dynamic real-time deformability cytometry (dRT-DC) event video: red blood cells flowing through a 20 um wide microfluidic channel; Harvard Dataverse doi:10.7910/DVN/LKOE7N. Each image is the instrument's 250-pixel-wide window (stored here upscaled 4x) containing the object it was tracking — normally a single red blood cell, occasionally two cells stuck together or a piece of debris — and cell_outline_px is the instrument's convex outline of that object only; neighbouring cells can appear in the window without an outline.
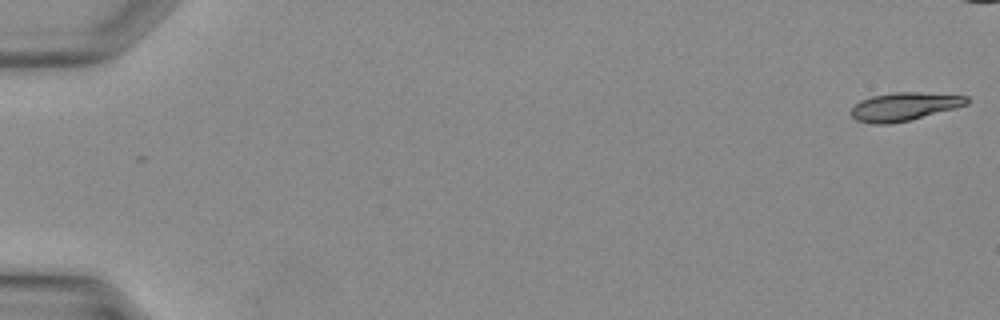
{"species": "Egyptian fruit bat (a non-hibernating species)", "species_latin": "Rousettus aegyptiacus", "temperature_condition": "warm", "stored_images_in_passage": 34, "camera_frame_rate_fps": 3000, "um_per_image_px": 0.085, "animal": {"sex": "female"}, "frame": {"image": 1, "passage_image": 1, "time_ms": 0.0, "image_size_px": [1000, 320], "cell_outline_px": [[968, 104], [956, 108], [908, 120], [888, 124], [872, 124], [856, 120], [848, 112], [860, 100], [872, 96], [892, 92], [920, 92], [968, 96]], "centroid_in_image_um": [76.83, 9.05], "position_along_channel_um": 8.2, "area_um2": 19.02}}
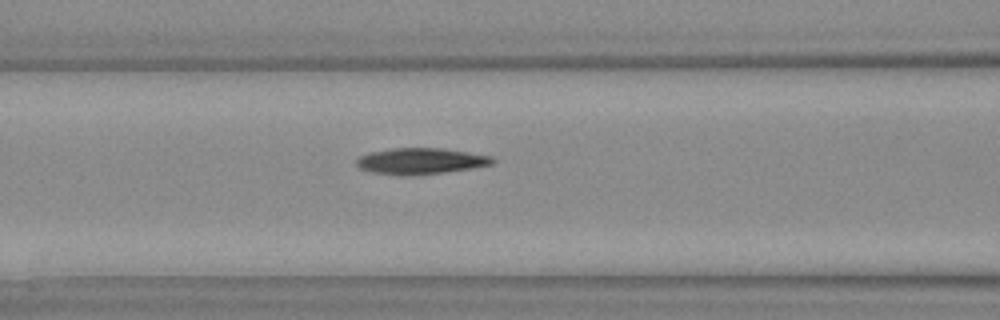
{"frame": {"image": 2, "passage_image": 17, "time_ms": 5.333, "image_size_px": [1000, 320], "cell_outline_px": [[496, 160], [492, 164], [472, 168], [444, 172], [372, 172], [360, 168], [356, 164], [356, 160], [360, 156], [368, 152], [392, 148], [444, 148], [492, 156]], "centroid_in_image_um": [35.81, 13.63], "position_along_channel_um": 130.8, "area_um2": 19.71}}
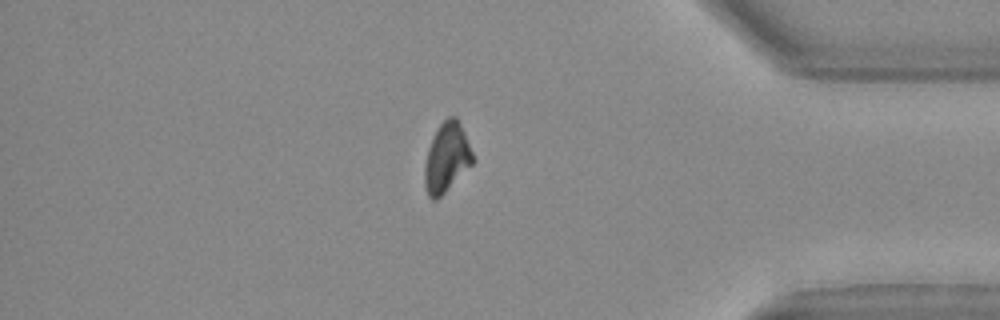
{"frame": {"image": 3, "passage_image": 33, "time_ms": 10.667, "image_size_px": [1000, 320], "cell_outline_px": [[476, 160], [436, 200], [432, 200], [428, 196], [424, 184], [424, 168], [428, 148], [432, 136], [440, 124], [448, 116], [456, 116], [464, 132]], "centroid_in_image_um": [37.96, 13.38], "position_along_channel_um": 397.2, "area_um2": 19.36}}